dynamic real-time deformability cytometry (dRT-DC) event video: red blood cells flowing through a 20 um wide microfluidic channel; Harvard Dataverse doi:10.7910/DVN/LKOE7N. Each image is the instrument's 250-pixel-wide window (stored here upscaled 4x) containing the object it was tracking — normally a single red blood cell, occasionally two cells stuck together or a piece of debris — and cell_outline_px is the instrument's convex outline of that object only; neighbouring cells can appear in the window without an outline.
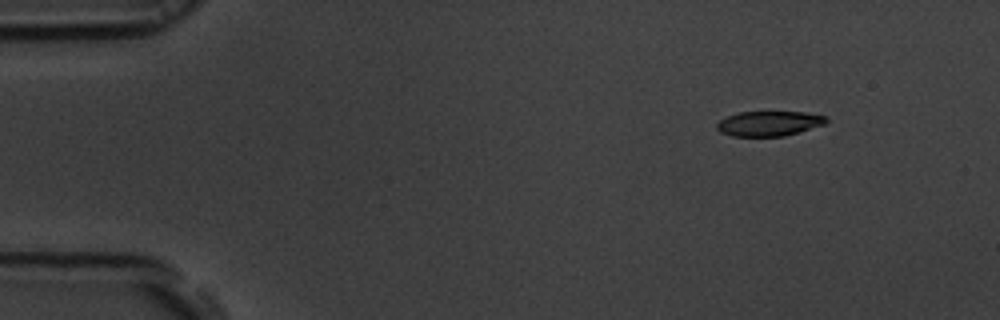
{"species": "common noctule bat (a hibernating species)", "species_latin": "Nyctalus noctula", "temperature_condition": "room temperature", "stored_images_in_passage": 36, "camera_frame_rate_fps": 3000, "um_per_image_px": 0.085, "animal": {"sex": "male", "body_mass_g": 19.5, "forearm_length_mm": 54.6}, "frame": {"image": 1, "passage_image": 1, "time_ms": 0.0, "image_size_px": [1000, 320], "cell_outline_px": [[828, 120], [824, 124], [784, 136], [732, 136], [720, 132], [716, 128], [716, 124], [720, 120], [728, 116], [740, 112], [804, 112], [828, 116]], "centroid_in_image_um": [65.36, 10.49], "position_along_channel_um": 19.6, "area_um2": 15.78}}
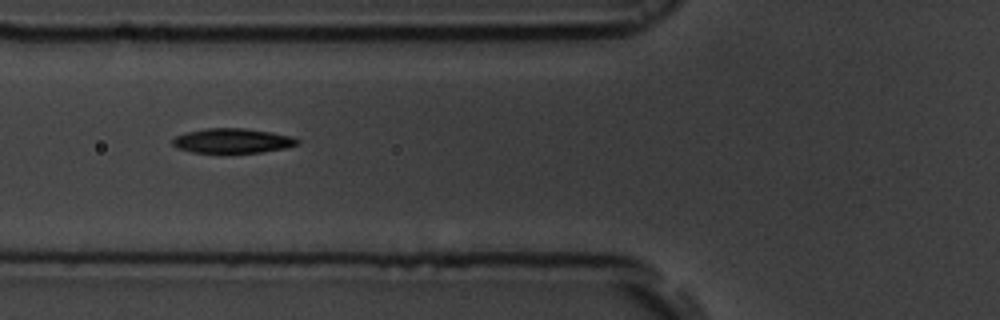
{"frame": {"image": 2, "passage_image": 15, "time_ms": 4.667, "image_size_px": [1000, 320], "cell_outline_px": [[300, 144], [284, 148], [260, 152], [192, 152], [176, 148], [172, 144], [172, 140], [176, 136], [188, 132], [204, 128], [244, 128], [272, 132], [292, 136], [300, 140]], "centroid_in_image_um": [19.77, 11.95], "position_along_channel_um": 106.0, "area_um2": 17.86}}
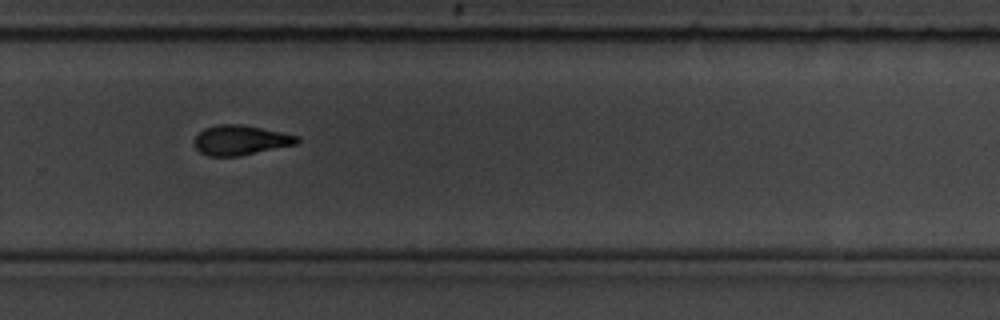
{"frame": {"image": 3, "passage_image": 31, "time_ms": 10.0, "image_size_px": [1000, 320], "cell_outline_px": [[300, 140], [296, 144], [240, 156], [208, 156], [200, 152], [192, 144], [196, 136], [204, 128], [216, 124], [240, 124], [300, 136]], "centroid_in_image_um": [20.41, 11.91], "position_along_channel_um": 309.4, "area_um2": 17.86}}